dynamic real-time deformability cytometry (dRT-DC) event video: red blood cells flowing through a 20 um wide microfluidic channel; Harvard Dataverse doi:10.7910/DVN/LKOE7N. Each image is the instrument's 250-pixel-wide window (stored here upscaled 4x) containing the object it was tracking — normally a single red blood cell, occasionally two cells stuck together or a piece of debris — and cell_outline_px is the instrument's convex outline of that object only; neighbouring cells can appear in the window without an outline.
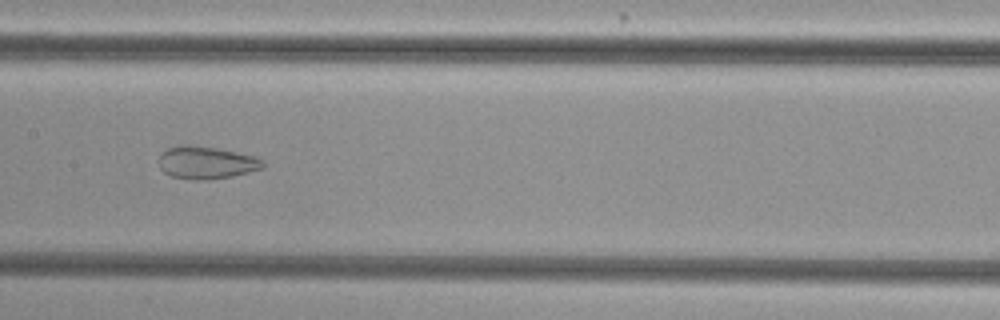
{"species": "common noctule bat (a hibernating species)", "species_latin": "Nyctalus noctula", "temperature_condition": "cold", "stored_images_in_passage": 54, "camera_frame_rate_fps": 3000, "um_per_image_px": 0.085, "animal": {"sex": "female", "body_mass_g": 29.2, "forearm_length_mm": 56.3}, "frame": {"image": 1, "passage_image": 28, "time_ms": 9.0, "image_size_px": [1000, 320], "cell_outline_px": [[264, 168], [232, 176], [204, 180], [192, 180], [172, 176], [164, 172], [160, 168], [160, 156], [168, 148], [184, 144], [188, 144], [216, 148], [256, 156], [264, 160]], "centroid_in_image_um": [17.57, 13.82], "position_along_channel_um": 189.8, "area_um2": 19.65}}
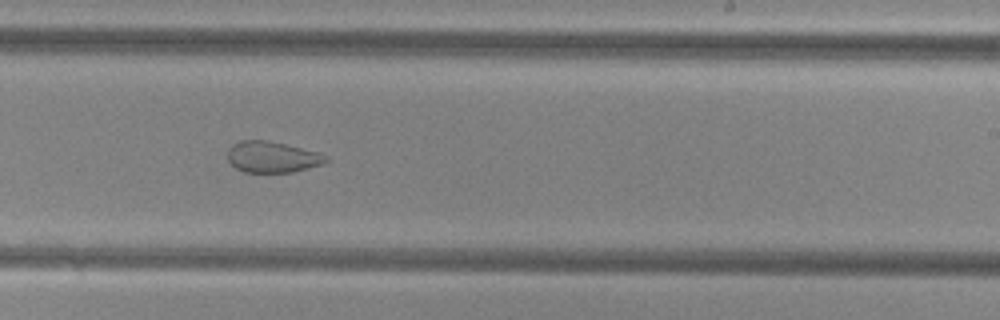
{"frame": {"image": 2, "passage_image": 34, "time_ms": 11.0, "image_size_px": [1000, 320], "cell_outline_px": [[332, 160], [324, 164], [292, 172], [244, 172], [236, 168], [228, 160], [228, 148], [232, 144], [240, 140], [268, 140], [320, 152], [328, 156]], "centroid_in_image_um": [23.19, 13.34], "position_along_channel_um": 265.8, "area_um2": 18.09}}
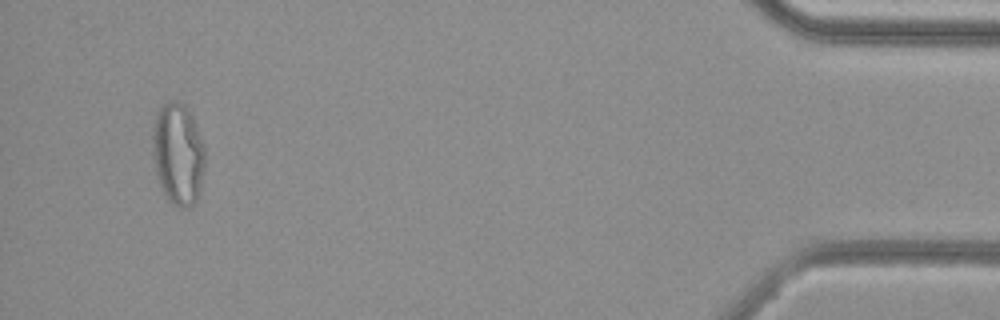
{"frame": {"image": 3, "passage_image": 52, "time_ms": 17.0, "image_size_px": [1000, 320], "cell_outline_px": [[204, 168], [200, 188], [196, 200], [188, 208], [180, 208], [172, 204], [168, 200], [160, 184], [156, 172], [152, 156], [152, 132], [156, 112], [168, 100], [176, 100], [184, 104], [192, 116], [204, 144]], "centroid_in_image_um": [15.12, 13.06], "position_along_channel_um": 420.1, "area_um2": 31.27}, "authors_computed_cell_mechanics": {"area_um2": 27.8596, "velocity_mm_per_s": 3.8085, "shape_relaxation_time_tau1_ms": null, "shape_relaxation_time_tau2_ms": 1.5235, "deformation_change_tau1": null, "deformation_change_tau2": 0.0812}}